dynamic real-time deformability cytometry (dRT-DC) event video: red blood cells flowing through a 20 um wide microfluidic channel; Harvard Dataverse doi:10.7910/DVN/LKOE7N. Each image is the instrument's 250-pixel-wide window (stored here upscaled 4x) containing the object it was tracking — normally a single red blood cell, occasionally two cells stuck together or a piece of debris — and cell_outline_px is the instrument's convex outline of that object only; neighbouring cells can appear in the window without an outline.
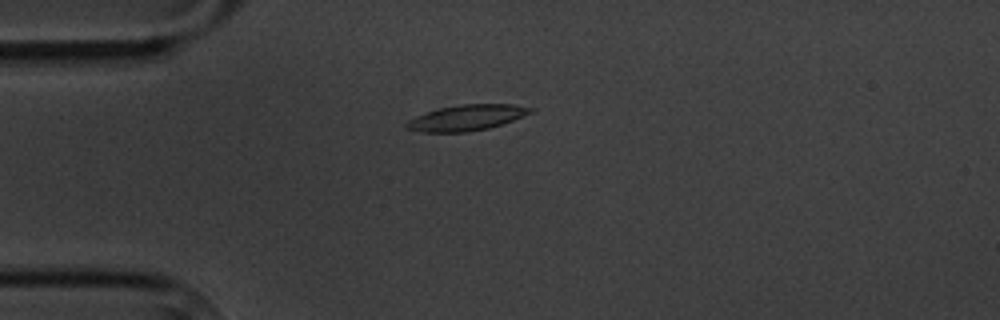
{"species": "common noctule bat (a hibernating species)", "species_latin": "Nyctalus noctula", "temperature_condition": "cold", "stored_images_in_passage": 16, "camera_frame_rate_fps": 3000, "um_per_image_px": 0.085, "animal": {"sex": "male", "body_mass_g": 20.1, "forearm_length_mm": 53.5}, "frame": {"image": 1, "passage_image": 4, "time_ms": 4.0, "image_size_px": [1000, 320], "cell_outline_px": [[536, 108], [532, 112], [512, 120], [488, 128], [468, 132], [424, 132], [404, 128], [404, 124], [408, 120], [416, 116], [440, 108], [460, 104], [512, 104]], "centroid_in_image_um": [39.65, 10.0], "position_along_channel_um": 45.4, "area_um2": 18.44}}
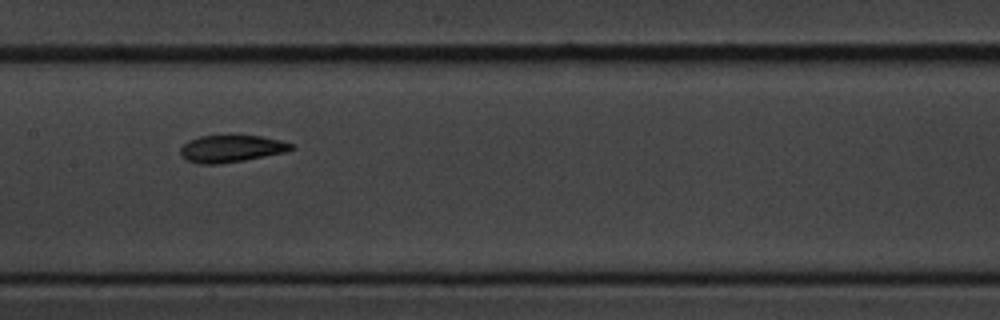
{"frame": {"image": 2, "passage_image": 8, "time_ms": 8.667, "image_size_px": [1000, 320], "cell_outline_px": [[296, 148], [288, 152], [244, 160], [220, 164], [200, 164], [188, 160], [180, 156], [180, 148], [188, 140], [200, 136], [260, 136], [280, 140], [296, 144]], "centroid_in_image_um": [19.7, 12.64], "position_along_channel_um": 187.7, "area_um2": 17.63}}
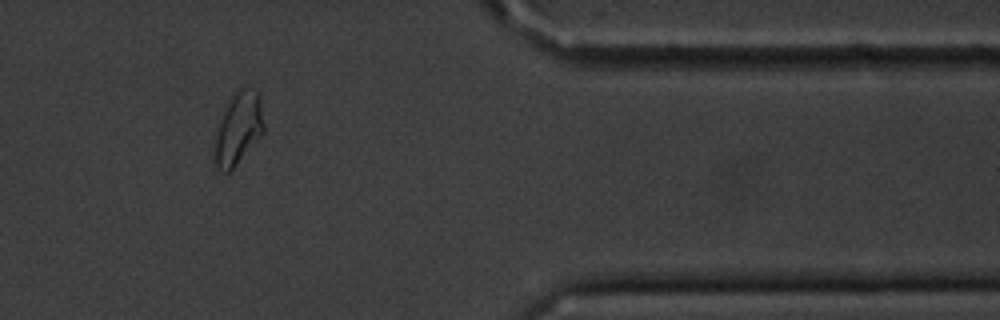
{"frame": {"image": 3, "passage_image": 13, "time_ms": 15.333, "image_size_px": [1000, 320], "cell_outline_px": [[264, 132], [232, 168], [228, 172], [220, 172], [212, 160], [212, 144], [216, 128], [220, 116], [232, 92], [236, 88], [244, 88], [260, 92], [264, 124]], "centroid_in_image_um": [20.19, 10.9], "position_along_channel_um": 391.2, "area_um2": 21.44}, "authors_computed_cell_mechanics": {"area_um2": 18.3226, "velocity_mm_per_s": 3.4043, "shape_relaxation_time_tau1_ms": 6.7144, "shape_relaxation_time_tau2_ms": 2.8329, "deformation_change_tau1": 0.1615, "deformation_change_tau2": 0.0947}}